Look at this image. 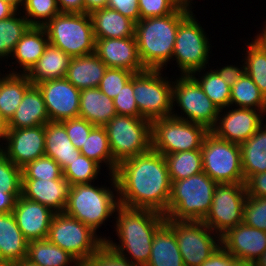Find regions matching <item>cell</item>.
Masks as SVG:
<instances>
[{
	"label": "cell",
	"instance_id": "obj_1",
	"mask_svg": "<svg viewBox=\"0 0 266 266\" xmlns=\"http://www.w3.org/2000/svg\"><path fill=\"white\" fill-rule=\"evenodd\" d=\"M119 204L166 215L172 182L164 155L152 148L117 166Z\"/></svg>",
	"mask_w": 266,
	"mask_h": 266
},
{
	"label": "cell",
	"instance_id": "obj_2",
	"mask_svg": "<svg viewBox=\"0 0 266 266\" xmlns=\"http://www.w3.org/2000/svg\"><path fill=\"white\" fill-rule=\"evenodd\" d=\"M113 218L116 219L113 220L114 232L119 242L108 236L105 244L131 263L146 266L151 256L154 235L166 222L165 215L149 209L119 204Z\"/></svg>",
	"mask_w": 266,
	"mask_h": 266
},
{
	"label": "cell",
	"instance_id": "obj_3",
	"mask_svg": "<svg viewBox=\"0 0 266 266\" xmlns=\"http://www.w3.org/2000/svg\"><path fill=\"white\" fill-rule=\"evenodd\" d=\"M191 12L178 7L172 14L140 19L135 23L134 36L146 69H167L169 62L171 63L179 24Z\"/></svg>",
	"mask_w": 266,
	"mask_h": 266
},
{
	"label": "cell",
	"instance_id": "obj_4",
	"mask_svg": "<svg viewBox=\"0 0 266 266\" xmlns=\"http://www.w3.org/2000/svg\"><path fill=\"white\" fill-rule=\"evenodd\" d=\"M109 176L111 187L102 184L95 186V183L72 185L64 210L65 214L91 227L96 233L101 225L105 226V222L115 215L119 205L115 175Z\"/></svg>",
	"mask_w": 266,
	"mask_h": 266
},
{
	"label": "cell",
	"instance_id": "obj_5",
	"mask_svg": "<svg viewBox=\"0 0 266 266\" xmlns=\"http://www.w3.org/2000/svg\"><path fill=\"white\" fill-rule=\"evenodd\" d=\"M216 185L204 171L172 182L166 219L202 221L212 205Z\"/></svg>",
	"mask_w": 266,
	"mask_h": 266
},
{
	"label": "cell",
	"instance_id": "obj_6",
	"mask_svg": "<svg viewBox=\"0 0 266 266\" xmlns=\"http://www.w3.org/2000/svg\"><path fill=\"white\" fill-rule=\"evenodd\" d=\"M49 43L71 58L95 53L90 14L60 12L44 26Z\"/></svg>",
	"mask_w": 266,
	"mask_h": 266
},
{
	"label": "cell",
	"instance_id": "obj_7",
	"mask_svg": "<svg viewBox=\"0 0 266 266\" xmlns=\"http://www.w3.org/2000/svg\"><path fill=\"white\" fill-rule=\"evenodd\" d=\"M104 127L117 165L152 148L151 121L147 119L116 115Z\"/></svg>",
	"mask_w": 266,
	"mask_h": 266
},
{
	"label": "cell",
	"instance_id": "obj_8",
	"mask_svg": "<svg viewBox=\"0 0 266 266\" xmlns=\"http://www.w3.org/2000/svg\"><path fill=\"white\" fill-rule=\"evenodd\" d=\"M193 11L179 24L171 61L175 60L179 75H191L209 67L212 51L210 39Z\"/></svg>",
	"mask_w": 266,
	"mask_h": 266
},
{
	"label": "cell",
	"instance_id": "obj_9",
	"mask_svg": "<svg viewBox=\"0 0 266 266\" xmlns=\"http://www.w3.org/2000/svg\"><path fill=\"white\" fill-rule=\"evenodd\" d=\"M47 239L83 265L105 243L106 236L62 212L52 218Z\"/></svg>",
	"mask_w": 266,
	"mask_h": 266
},
{
	"label": "cell",
	"instance_id": "obj_10",
	"mask_svg": "<svg viewBox=\"0 0 266 266\" xmlns=\"http://www.w3.org/2000/svg\"><path fill=\"white\" fill-rule=\"evenodd\" d=\"M172 80L163 70L147 69L133 75L134 98L142 118L152 122L172 115Z\"/></svg>",
	"mask_w": 266,
	"mask_h": 266
},
{
	"label": "cell",
	"instance_id": "obj_11",
	"mask_svg": "<svg viewBox=\"0 0 266 266\" xmlns=\"http://www.w3.org/2000/svg\"><path fill=\"white\" fill-rule=\"evenodd\" d=\"M179 107L180 113L175 108ZM178 112V113H177ZM219 109L191 75H180L172 87V117L204 125L211 130L217 123Z\"/></svg>",
	"mask_w": 266,
	"mask_h": 266
},
{
	"label": "cell",
	"instance_id": "obj_12",
	"mask_svg": "<svg viewBox=\"0 0 266 266\" xmlns=\"http://www.w3.org/2000/svg\"><path fill=\"white\" fill-rule=\"evenodd\" d=\"M204 125L175 117H165L151 122L152 149L167 155L201 149L209 132Z\"/></svg>",
	"mask_w": 266,
	"mask_h": 266
},
{
	"label": "cell",
	"instance_id": "obj_13",
	"mask_svg": "<svg viewBox=\"0 0 266 266\" xmlns=\"http://www.w3.org/2000/svg\"><path fill=\"white\" fill-rule=\"evenodd\" d=\"M203 171L217 183H245L241 151L237 143L209 131L201 146Z\"/></svg>",
	"mask_w": 266,
	"mask_h": 266
},
{
	"label": "cell",
	"instance_id": "obj_14",
	"mask_svg": "<svg viewBox=\"0 0 266 266\" xmlns=\"http://www.w3.org/2000/svg\"><path fill=\"white\" fill-rule=\"evenodd\" d=\"M176 236L184 266H200L221 246V237L202 221L165 222Z\"/></svg>",
	"mask_w": 266,
	"mask_h": 266
},
{
	"label": "cell",
	"instance_id": "obj_15",
	"mask_svg": "<svg viewBox=\"0 0 266 266\" xmlns=\"http://www.w3.org/2000/svg\"><path fill=\"white\" fill-rule=\"evenodd\" d=\"M245 183H217L210 210L202 222L220 237L243 222Z\"/></svg>",
	"mask_w": 266,
	"mask_h": 266
},
{
	"label": "cell",
	"instance_id": "obj_16",
	"mask_svg": "<svg viewBox=\"0 0 266 266\" xmlns=\"http://www.w3.org/2000/svg\"><path fill=\"white\" fill-rule=\"evenodd\" d=\"M44 142L45 125L8 129L0 144V151L22 169L28 163L45 155Z\"/></svg>",
	"mask_w": 266,
	"mask_h": 266
},
{
	"label": "cell",
	"instance_id": "obj_17",
	"mask_svg": "<svg viewBox=\"0 0 266 266\" xmlns=\"http://www.w3.org/2000/svg\"><path fill=\"white\" fill-rule=\"evenodd\" d=\"M264 116L261 110L229 106L219 110L217 123L210 131L218 138L241 144L262 126Z\"/></svg>",
	"mask_w": 266,
	"mask_h": 266
},
{
	"label": "cell",
	"instance_id": "obj_18",
	"mask_svg": "<svg viewBox=\"0 0 266 266\" xmlns=\"http://www.w3.org/2000/svg\"><path fill=\"white\" fill-rule=\"evenodd\" d=\"M40 89L50 122H61L79 116L81 90L66 78L44 81Z\"/></svg>",
	"mask_w": 266,
	"mask_h": 266
},
{
	"label": "cell",
	"instance_id": "obj_19",
	"mask_svg": "<svg viewBox=\"0 0 266 266\" xmlns=\"http://www.w3.org/2000/svg\"><path fill=\"white\" fill-rule=\"evenodd\" d=\"M95 54L110 68L133 73L147 70L141 61L135 37L96 39Z\"/></svg>",
	"mask_w": 266,
	"mask_h": 266
},
{
	"label": "cell",
	"instance_id": "obj_20",
	"mask_svg": "<svg viewBox=\"0 0 266 266\" xmlns=\"http://www.w3.org/2000/svg\"><path fill=\"white\" fill-rule=\"evenodd\" d=\"M221 245L236 259L254 263L266 250V232L242 222L221 236Z\"/></svg>",
	"mask_w": 266,
	"mask_h": 266
},
{
	"label": "cell",
	"instance_id": "obj_21",
	"mask_svg": "<svg viewBox=\"0 0 266 266\" xmlns=\"http://www.w3.org/2000/svg\"><path fill=\"white\" fill-rule=\"evenodd\" d=\"M12 213L28 241L46 239L52 218L56 214L48 207L24 198L22 195L17 198Z\"/></svg>",
	"mask_w": 266,
	"mask_h": 266
},
{
	"label": "cell",
	"instance_id": "obj_22",
	"mask_svg": "<svg viewBox=\"0 0 266 266\" xmlns=\"http://www.w3.org/2000/svg\"><path fill=\"white\" fill-rule=\"evenodd\" d=\"M70 187L64 177L57 180L22 179L21 195L39 202L57 214L65 210Z\"/></svg>",
	"mask_w": 266,
	"mask_h": 266
},
{
	"label": "cell",
	"instance_id": "obj_23",
	"mask_svg": "<svg viewBox=\"0 0 266 266\" xmlns=\"http://www.w3.org/2000/svg\"><path fill=\"white\" fill-rule=\"evenodd\" d=\"M48 43V35L44 27L30 26L15 46L11 59H15L16 62L12 61V65L9 64L11 68L7 73L27 74L43 55Z\"/></svg>",
	"mask_w": 266,
	"mask_h": 266
},
{
	"label": "cell",
	"instance_id": "obj_24",
	"mask_svg": "<svg viewBox=\"0 0 266 266\" xmlns=\"http://www.w3.org/2000/svg\"><path fill=\"white\" fill-rule=\"evenodd\" d=\"M50 122L42 93L32 84L25 92L13 117L8 121V129H22L45 125Z\"/></svg>",
	"mask_w": 266,
	"mask_h": 266
},
{
	"label": "cell",
	"instance_id": "obj_25",
	"mask_svg": "<svg viewBox=\"0 0 266 266\" xmlns=\"http://www.w3.org/2000/svg\"><path fill=\"white\" fill-rule=\"evenodd\" d=\"M28 242L13 213L0 214V262L14 264L25 259Z\"/></svg>",
	"mask_w": 266,
	"mask_h": 266
},
{
	"label": "cell",
	"instance_id": "obj_26",
	"mask_svg": "<svg viewBox=\"0 0 266 266\" xmlns=\"http://www.w3.org/2000/svg\"><path fill=\"white\" fill-rule=\"evenodd\" d=\"M107 68L95 53L73 57L65 78L79 90L98 88Z\"/></svg>",
	"mask_w": 266,
	"mask_h": 266
},
{
	"label": "cell",
	"instance_id": "obj_27",
	"mask_svg": "<svg viewBox=\"0 0 266 266\" xmlns=\"http://www.w3.org/2000/svg\"><path fill=\"white\" fill-rule=\"evenodd\" d=\"M116 115L113 99L99 88L81 90L79 117L95 126H105Z\"/></svg>",
	"mask_w": 266,
	"mask_h": 266
},
{
	"label": "cell",
	"instance_id": "obj_28",
	"mask_svg": "<svg viewBox=\"0 0 266 266\" xmlns=\"http://www.w3.org/2000/svg\"><path fill=\"white\" fill-rule=\"evenodd\" d=\"M95 39L135 37V22L108 7L90 14Z\"/></svg>",
	"mask_w": 266,
	"mask_h": 266
},
{
	"label": "cell",
	"instance_id": "obj_29",
	"mask_svg": "<svg viewBox=\"0 0 266 266\" xmlns=\"http://www.w3.org/2000/svg\"><path fill=\"white\" fill-rule=\"evenodd\" d=\"M71 57L58 47L48 43L43 55L26 74L32 84L65 78Z\"/></svg>",
	"mask_w": 266,
	"mask_h": 266
},
{
	"label": "cell",
	"instance_id": "obj_30",
	"mask_svg": "<svg viewBox=\"0 0 266 266\" xmlns=\"http://www.w3.org/2000/svg\"><path fill=\"white\" fill-rule=\"evenodd\" d=\"M45 156L54 159L64 171L81 152L70 141L65 127L60 122L45 124Z\"/></svg>",
	"mask_w": 266,
	"mask_h": 266
},
{
	"label": "cell",
	"instance_id": "obj_31",
	"mask_svg": "<svg viewBox=\"0 0 266 266\" xmlns=\"http://www.w3.org/2000/svg\"><path fill=\"white\" fill-rule=\"evenodd\" d=\"M146 266H184L174 231L166 223L154 235Z\"/></svg>",
	"mask_w": 266,
	"mask_h": 266
},
{
	"label": "cell",
	"instance_id": "obj_32",
	"mask_svg": "<svg viewBox=\"0 0 266 266\" xmlns=\"http://www.w3.org/2000/svg\"><path fill=\"white\" fill-rule=\"evenodd\" d=\"M266 122V118L264 120ZM249 139L239 144L245 181L252 175L266 172V123Z\"/></svg>",
	"mask_w": 266,
	"mask_h": 266
},
{
	"label": "cell",
	"instance_id": "obj_33",
	"mask_svg": "<svg viewBox=\"0 0 266 266\" xmlns=\"http://www.w3.org/2000/svg\"><path fill=\"white\" fill-rule=\"evenodd\" d=\"M26 259L38 266H82L69 252L47 238L29 241Z\"/></svg>",
	"mask_w": 266,
	"mask_h": 266
},
{
	"label": "cell",
	"instance_id": "obj_34",
	"mask_svg": "<svg viewBox=\"0 0 266 266\" xmlns=\"http://www.w3.org/2000/svg\"><path fill=\"white\" fill-rule=\"evenodd\" d=\"M32 85L26 74L5 73L0 80V112L8 122Z\"/></svg>",
	"mask_w": 266,
	"mask_h": 266
},
{
	"label": "cell",
	"instance_id": "obj_35",
	"mask_svg": "<svg viewBox=\"0 0 266 266\" xmlns=\"http://www.w3.org/2000/svg\"><path fill=\"white\" fill-rule=\"evenodd\" d=\"M80 152L82 155L96 161L101 166L106 165L108 170L107 174H115L118 165L113 160L107 131L104 126H95L91 130Z\"/></svg>",
	"mask_w": 266,
	"mask_h": 266
},
{
	"label": "cell",
	"instance_id": "obj_36",
	"mask_svg": "<svg viewBox=\"0 0 266 266\" xmlns=\"http://www.w3.org/2000/svg\"><path fill=\"white\" fill-rule=\"evenodd\" d=\"M230 106L261 110L266 115V98L246 73L231 87Z\"/></svg>",
	"mask_w": 266,
	"mask_h": 266
},
{
	"label": "cell",
	"instance_id": "obj_37",
	"mask_svg": "<svg viewBox=\"0 0 266 266\" xmlns=\"http://www.w3.org/2000/svg\"><path fill=\"white\" fill-rule=\"evenodd\" d=\"M208 68H210L208 71H205L206 68L195 71L191 76L219 110L226 109L230 106L231 87L215 69L213 70L210 66Z\"/></svg>",
	"mask_w": 266,
	"mask_h": 266
},
{
	"label": "cell",
	"instance_id": "obj_38",
	"mask_svg": "<svg viewBox=\"0 0 266 266\" xmlns=\"http://www.w3.org/2000/svg\"><path fill=\"white\" fill-rule=\"evenodd\" d=\"M171 182L186 179L203 171L201 149L164 155Z\"/></svg>",
	"mask_w": 266,
	"mask_h": 266
},
{
	"label": "cell",
	"instance_id": "obj_39",
	"mask_svg": "<svg viewBox=\"0 0 266 266\" xmlns=\"http://www.w3.org/2000/svg\"><path fill=\"white\" fill-rule=\"evenodd\" d=\"M21 14L17 11L11 17L0 20V61L10 60L17 42L30 27L27 19Z\"/></svg>",
	"mask_w": 266,
	"mask_h": 266
},
{
	"label": "cell",
	"instance_id": "obj_40",
	"mask_svg": "<svg viewBox=\"0 0 266 266\" xmlns=\"http://www.w3.org/2000/svg\"><path fill=\"white\" fill-rule=\"evenodd\" d=\"M245 43L246 47L242 52H246L241 63H245V73L248 74L253 82L258 86L260 92L266 98V53L253 40Z\"/></svg>",
	"mask_w": 266,
	"mask_h": 266
},
{
	"label": "cell",
	"instance_id": "obj_41",
	"mask_svg": "<svg viewBox=\"0 0 266 266\" xmlns=\"http://www.w3.org/2000/svg\"><path fill=\"white\" fill-rule=\"evenodd\" d=\"M102 166L96 161L80 154L72 162H68V167L63 171V177L70 185L94 183L98 175L102 174Z\"/></svg>",
	"mask_w": 266,
	"mask_h": 266
},
{
	"label": "cell",
	"instance_id": "obj_42",
	"mask_svg": "<svg viewBox=\"0 0 266 266\" xmlns=\"http://www.w3.org/2000/svg\"><path fill=\"white\" fill-rule=\"evenodd\" d=\"M19 11L30 26L44 27L60 13L56 0H24Z\"/></svg>",
	"mask_w": 266,
	"mask_h": 266
},
{
	"label": "cell",
	"instance_id": "obj_43",
	"mask_svg": "<svg viewBox=\"0 0 266 266\" xmlns=\"http://www.w3.org/2000/svg\"><path fill=\"white\" fill-rule=\"evenodd\" d=\"M63 178L61 166L51 157L42 156L22 168V179L57 180Z\"/></svg>",
	"mask_w": 266,
	"mask_h": 266
},
{
	"label": "cell",
	"instance_id": "obj_44",
	"mask_svg": "<svg viewBox=\"0 0 266 266\" xmlns=\"http://www.w3.org/2000/svg\"><path fill=\"white\" fill-rule=\"evenodd\" d=\"M22 169L0 151V193H21Z\"/></svg>",
	"mask_w": 266,
	"mask_h": 266
},
{
	"label": "cell",
	"instance_id": "obj_45",
	"mask_svg": "<svg viewBox=\"0 0 266 266\" xmlns=\"http://www.w3.org/2000/svg\"><path fill=\"white\" fill-rule=\"evenodd\" d=\"M243 223L266 232V197L247 196L243 208Z\"/></svg>",
	"mask_w": 266,
	"mask_h": 266
},
{
	"label": "cell",
	"instance_id": "obj_46",
	"mask_svg": "<svg viewBox=\"0 0 266 266\" xmlns=\"http://www.w3.org/2000/svg\"><path fill=\"white\" fill-rule=\"evenodd\" d=\"M134 74L130 70L108 67L98 88L109 98L114 99Z\"/></svg>",
	"mask_w": 266,
	"mask_h": 266
},
{
	"label": "cell",
	"instance_id": "obj_47",
	"mask_svg": "<svg viewBox=\"0 0 266 266\" xmlns=\"http://www.w3.org/2000/svg\"><path fill=\"white\" fill-rule=\"evenodd\" d=\"M66 129L67 135L71 143L80 150L84 141L89 136L91 130L95 125L86 121L81 117H75L71 119H66L60 122Z\"/></svg>",
	"mask_w": 266,
	"mask_h": 266
},
{
	"label": "cell",
	"instance_id": "obj_48",
	"mask_svg": "<svg viewBox=\"0 0 266 266\" xmlns=\"http://www.w3.org/2000/svg\"><path fill=\"white\" fill-rule=\"evenodd\" d=\"M117 115L142 117L139 113L133 93V76L113 99Z\"/></svg>",
	"mask_w": 266,
	"mask_h": 266
},
{
	"label": "cell",
	"instance_id": "obj_49",
	"mask_svg": "<svg viewBox=\"0 0 266 266\" xmlns=\"http://www.w3.org/2000/svg\"><path fill=\"white\" fill-rule=\"evenodd\" d=\"M82 266H137L105 243Z\"/></svg>",
	"mask_w": 266,
	"mask_h": 266
},
{
	"label": "cell",
	"instance_id": "obj_50",
	"mask_svg": "<svg viewBox=\"0 0 266 266\" xmlns=\"http://www.w3.org/2000/svg\"><path fill=\"white\" fill-rule=\"evenodd\" d=\"M140 19L172 14L178 6L172 0H138Z\"/></svg>",
	"mask_w": 266,
	"mask_h": 266
},
{
	"label": "cell",
	"instance_id": "obj_51",
	"mask_svg": "<svg viewBox=\"0 0 266 266\" xmlns=\"http://www.w3.org/2000/svg\"><path fill=\"white\" fill-rule=\"evenodd\" d=\"M107 7L118 11L135 23L140 20L138 0H108Z\"/></svg>",
	"mask_w": 266,
	"mask_h": 266
},
{
	"label": "cell",
	"instance_id": "obj_52",
	"mask_svg": "<svg viewBox=\"0 0 266 266\" xmlns=\"http://www.w3.org/2000/svg\"><path fill=\"white\" fill-rule=\"evenodd\" d=\"M245 187L247 196L266 197V172L250 176Z\"/></svg>",
	"mask_w": 266,
	"mask_h": 266
},
{
	"label": "cell",
	"instance_id": "obj_53",
	"mask_svg": "<svg viewBox=\"0 0 266 266\" xmlns=\"http://www.w3.org/2000/svg\"><path fill=\"white\" fill-rule=\"evenodd\" d=\"M240 66V67H239ZM215 70L218 72L220 77L230 86L232 87L234 83L245 73V63H242V65L237 64L233 65L230 64L224 67H217Z\"/></svg>",
	"mask_w": 266,
	"mask_h": 266
},
{
	"label": "cell",
	"instance_id": "obj_54",
	"mask_svg": "<svg viewBox=\"0 0 266 266\" xmlns=\"http://www.w3.org/2000/svg\"><path fill=\"white\" fill-rule=\"evenodd\" d=\"M236 258L232 256L222 245L205 260L200 266H232Z\"/></svg>",
	"mask_w": 266,
	"mask_h": 266
},
{
	"label": "cell",
	"instance_id": "obj_55",
	"mask_svg": "<svg viewBox=\"0 0 266 266\" xmlns=\"http://www.w3.org/2000/svg\"><path fill=\"white\" fill-rule=\"evenodd\" d=\"M21 193H0V214L12 213Z\"/></svg>",
	"mask_w": 266,
	"mask_h": 266
},
{
	"label": "cell",
	"instance_id": "obj_56",
	"mask_svg": "<svg viewBox=\"0 0 266 266\" xmlns=\"http://www.w3.org/2000/svg\"><path fill=\"white\" fill-rule=\"evenodd\" d=\"M60 12L84 13L83 0H56Z\"/></svg>",
	"mask_w": 266,
	"mask_h": 266
},
{
	"label": "cell",
	"instance_id": "obj_57",
	"mask_svg": "<svg viewBox=\"0 0 266 266\" xmlns=\"http://www.w3.org/2000/svg\"><path fill=\"white\" fill-rule=\"evenodd\" d=\"M84 1V13L91 14L92 12L106 8L108 0H83Z\"/></svg>",
	"mask_w": 266,
	"mask_h": 266
},
{
	"label": "cell",
	"instance_id": "obj_58",
	"mask_svg": "<svg viewBox=\"0 0 266 266\" xmlns=\"http://www.w3.org/2000/svg\"><path fill=\"white\" fill-rule=\"evenodd\" d=\"M18 10L10 3L0 0V20L7 19L14 15Z\"/></svg>",
	"mask_w": 266,
	"mask_h": 266
},
{
	"label": "cell",
	"instance_id": "obj_59",
	"mask_svg": "<svg viewBox=\"0 0 266 266\" xmlns=\"http://www.w3.org/2000/svg\"><path fill=\"white\" fill-rule=\"evenodd\" d=\"M266 23V21H265ZM263 24V30L261 28V31L258 32V34H256L254 36V41L262 48V50L266 53V24Z\"/></svg>",
	"mask_w": 266,
	"mask_h": 266
},
{
	"label": "cell",
	"instance_id": "obj_60",
	"mask_svg": "<svg viewBox=\"0 0 266 266\" xmlns=\"http://www.w3.org/2000/svg\"><path fill=\"white\" fill-rule=\"evenodd\" d=\"M8 130V122L0 112V143L4 140L5 134Z\"/></svg>",
	"mask_w": 266,
	"mask_h": 266
},
{
	"label": "cell",
	"instance_id": "obj_61",
	"mask_svg": "<svg viewBox=\"0 0 266 266\" xmlns=\"http://www.w3.org/2000/svg\"><path fill=\"white\" fill-rule=\"evenodd\" d=\"M178 7L192 11L193 0H172Z\"/></svg>",
	"mask_w": 266,
	"mask_h": 266
},
{
	"label": "cell",
	"instance_id": "obj_62",
	"mask_svg": "<svg viewBox=\"0 0 266 266\" xmlns=\"http://www.w3.org/2000/svg\"><path fill=\"white\" fill-rule=\"evenodd\" d=\"M232 266H255V265L254 263L246 260L235 259Z\"/></svg>",
	"mask_w": 266,
	"mask_h": 266
},
{
	"label": "cell",
	"instance_id": "obj_63",
	"mask_svg": "<svg viewBox=\"0 0 266 266\" xmlns=\"http://www.w3.org/2000/svg\"><path fill=\"white\" fill-rule=\"evenodd\" d=\"M255 266H266V250L263 254L254 262Z\"/></svg>",
	"mask_w": 266,
	"mask_h": 266
},
{
	"label": "cell",
	"instance_id": "obj_64",
	"mask_svg": "<svg viewBox=\"0 0 266 266\" xmlns=\"http://www.w3.org/2000/svg\"><path fill=\"white\" fill-rule=\"evenodd\" d=\"M3 1L10 3L12 6H14L19 11L23 5L24 0H3Z\"/></svg>",
	"mask_w": 266,
	"mask_h": 266
},
{
	"label": "cell",
	"instance_id": "obj_65",
	"mask_svg": "<svg viewBox=\"0 0 266 266\" xmlns=\"http://www.w3.org/2000/svg\"><path fill=\"white\" fill-rule=\"evenodd\" d=\"M13 266H38V265L28 261L25 258V259H23V260H21L19 262L14 263Z\"/></svg>",
	"mask_w": 266,
	"mask_h": 266
},
{
	"label": "cell",
	"instance_id": "obj_66",
	"mask_svg": "<svg viewBox=\"0 0 266 266\" xmlns=\"http://www.w3.org/2000/svg\"><path fill=\"white\" fill-rule=\"evenodd\" d=\"M0 266H13L11 263L0 262Z\"/></svg>",
	"mask_w": 266,
	"mask_h": 266
},
{
	"label": "cell",
	"instance_id": "obj_67",
	"mask_svg": "<svg viewBox=\"0 0 266 266\" xmlns=\"http://www.w3.org/2000/svg\"><path fill=\"white\" fill-rule=\"evenodd\" d=\"M2 72L0 71V80L2 79V77L5 75L4 73H3V75L1 74Z\"/></svg>",
	"mask_w": 266,
	"mask_h": 266
}]
</instances>
